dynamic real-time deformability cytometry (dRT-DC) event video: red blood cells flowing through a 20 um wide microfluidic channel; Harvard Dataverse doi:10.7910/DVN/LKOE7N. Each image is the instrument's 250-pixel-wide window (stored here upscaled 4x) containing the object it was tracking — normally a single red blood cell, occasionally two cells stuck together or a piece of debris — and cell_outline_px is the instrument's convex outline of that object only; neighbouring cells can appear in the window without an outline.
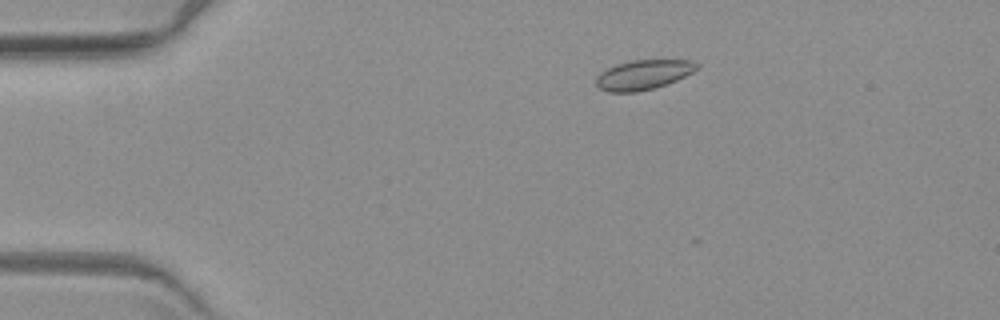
{"species": "common noctule bat (a hibernating species)", "species_latin": "Nyctalus noctula", "temperature_condition": "warm", "stored_images_in_passage": 4, "camera_frame_rate_fps": 3000, "um_per_image_px": 0.085, "animal": {"sex": "female", "body_mass_g": 19.3, "forearm_length_mm": 54.1}, "frame": {"image": 1, "passage_image": 3, "time_ms": 2.667, "image_size_px": [1000, 320], "cell_outline_px": [[700, 68], [668, 84], [636, 92], [608, 92], [600, 88], [596, 84], [596, 76], [600, 72], [616, 64], [632, 60], [692, 60], [700, 64]], "centroid_in_image_um": [54.7, 6.34], "position_along_channel_um": 30.3, "area_um2": 17.46}}